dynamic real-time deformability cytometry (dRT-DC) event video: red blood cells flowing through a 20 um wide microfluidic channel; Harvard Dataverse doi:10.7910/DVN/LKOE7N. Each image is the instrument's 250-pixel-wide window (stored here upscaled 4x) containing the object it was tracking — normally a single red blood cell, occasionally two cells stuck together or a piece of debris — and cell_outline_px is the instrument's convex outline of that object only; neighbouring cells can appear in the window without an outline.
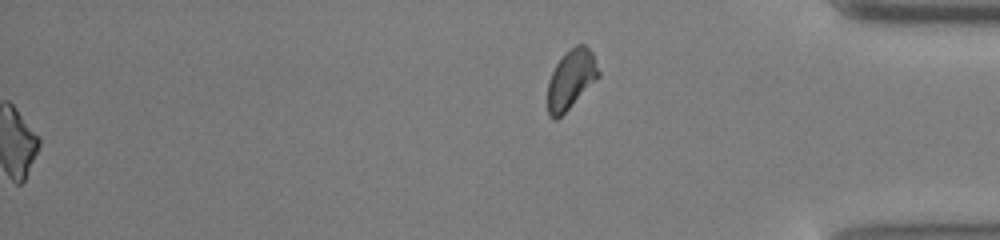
{"species": "common noctule bat (a hibernating species)", "species_latin": "Nyctalus noctula", "temperature_condition": "cold", "stored_images_in_passage": 49, "segment_of_instrument_passage": [2, 2], "camera_frame_rate_fps": 3000, "um_per_image_px": 0.085, "animal": {"sex": "male", "body_mass_g": 13.0, "forearm_length_mm": 53.1}, "frame": {"image": 1, "passage_image": 49, "time_ms": 16.0, "image_size_px": [1000, 240], "cell_outline_px": [[600, 76], [556, 120], [552, 120], [548, 116], [548, 80], [556, 64], [564, 52], [576, 44], [584, 44], [592, 52], [600, 72]], "centroid_in_image_um": [48.52, 6.71], "position_along_channel_um": 386.7, "area_um2": 17.46}}